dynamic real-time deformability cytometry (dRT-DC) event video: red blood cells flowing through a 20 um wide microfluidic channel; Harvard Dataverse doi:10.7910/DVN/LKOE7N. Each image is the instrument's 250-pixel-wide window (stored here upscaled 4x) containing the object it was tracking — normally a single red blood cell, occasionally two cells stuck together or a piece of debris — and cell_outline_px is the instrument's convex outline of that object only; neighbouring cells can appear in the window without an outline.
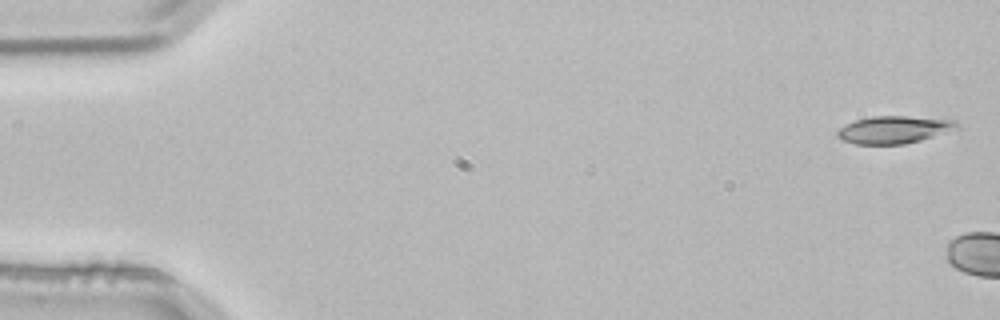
{"species": "common noctule bat (a hibernating species)", "species_latin": "Nyctalus noctula", "temperature_condition": "room temperature", "stored_images_in_passage": 2, "camera_frame_rate_fps": 3000, "um_per_image_px": 0.085, "animal": {"sex": "male", "body_mass_g": 21.5, "forearm_length_mm": 52.0}, "frame": {"image": 1, "passage_image": 1, "time_ms": 0.0, "image_size_px": [1000, 320], "cell_outline_px": [[960, 128], [920, 140], [904, 144], [856, 144], [840, 140], [836, 136], [836, 132], [840, 128], [856, 120], [872, 116], [908, 116], [956, 120], [960, 124]], "centroid_in_image_um": [76.0, 11.02], "position_along_channel_um": 9.0, "area_um2": 19.13}}